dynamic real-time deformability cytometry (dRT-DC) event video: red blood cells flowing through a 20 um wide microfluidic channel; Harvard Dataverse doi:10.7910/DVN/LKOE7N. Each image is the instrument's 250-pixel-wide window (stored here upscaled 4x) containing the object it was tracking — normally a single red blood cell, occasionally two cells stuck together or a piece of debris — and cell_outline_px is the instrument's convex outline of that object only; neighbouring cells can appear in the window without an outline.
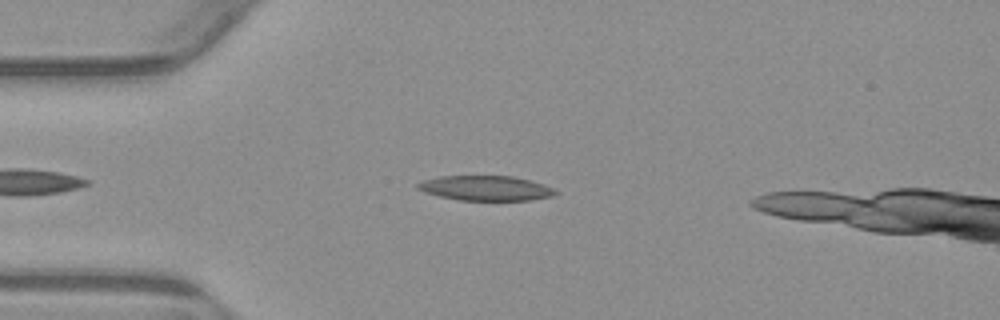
{"species": "common noctule bat (a hibernating species)", "species_latin": "Nyctalus noctula", "temperature_condition": "warm", "stored_images_in_passage": 45, "camera_frame_rate_fps": 3000, "um_per_image_px": 0.085, "animal": {"sex": "male", "body_mass_g": 23.1, "forearm_length_mm": 52.7}, "frame": {"image": 1, "passage_image": 9, "time_ms": 2.667, "image_size_px": [1000, 320], "cell_outline_px": [[560, 192], [552, 196], [528, 200], [460, 200], [440, 196], [424, 192], [416, 188], [416, 184], [424, 180], [440, 176], [512, 176], [544, 184], [556, 188]], "centroid_in_image_um": [41.31, 15.99], "position_along_channel_um": 43.7, "area_um2": 19.94}}
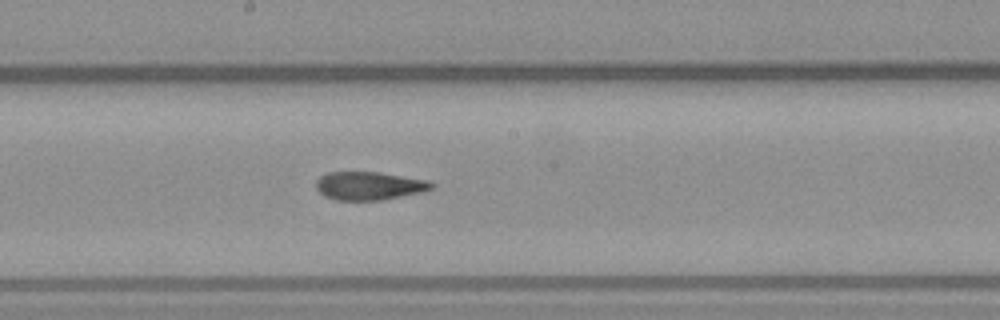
{"frame": {"image": 2, "passage_image": 24, "time_ms": 7.667, "image_size_px": [1000, 320], "cell_outline_px": [[436, 184], [432, 188], [420, 192], [384, 200], [336, 200], [324, 196], [316, 188], [316, 180], [320, 176], [328, 172], [380, 172], [428, 180]], "centroid_in_image_um": [31.37, 15.79], "position_along_channel_um": 216.8, "area_um2": 19.07}}
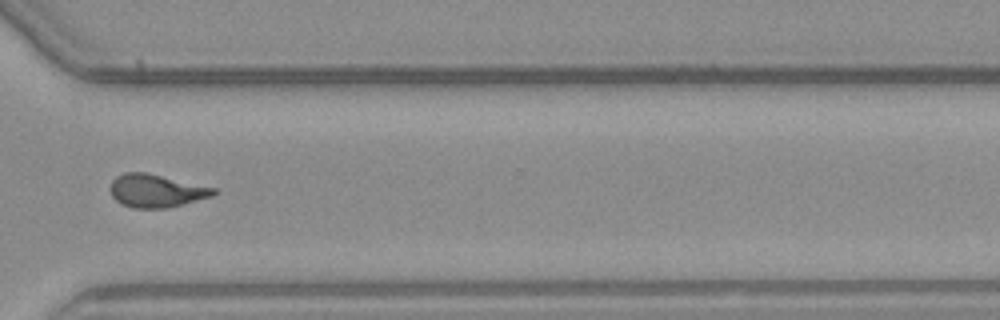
{"frame": {"image": 3, "passage_image": 35, "time_ms": 11.333, "image_size_px": [1000, 320], "cell_outline_px": [[216, 192], [212, 196], [168, 208], [132, 208], [120, 204], [112, 196], [112, 180], [116, 176], [124, 172], [148, 172], [216, 188]], "centroid_in_image_um": [13.27, 16.21], "position_along_channel_um": 357.3, "area_um2": 19.88}, "authors_computed_cell_mechanics": {"area_um2": 19.941, "velocity_mm_per_s": 3.8441, "shape_relaxation_time_tau1_ms": null, "shape_relaxation_time_tau2_ms": 2.8545, "deformation_change_tau1": null, "deformation_change_tau2": 0.1183}}